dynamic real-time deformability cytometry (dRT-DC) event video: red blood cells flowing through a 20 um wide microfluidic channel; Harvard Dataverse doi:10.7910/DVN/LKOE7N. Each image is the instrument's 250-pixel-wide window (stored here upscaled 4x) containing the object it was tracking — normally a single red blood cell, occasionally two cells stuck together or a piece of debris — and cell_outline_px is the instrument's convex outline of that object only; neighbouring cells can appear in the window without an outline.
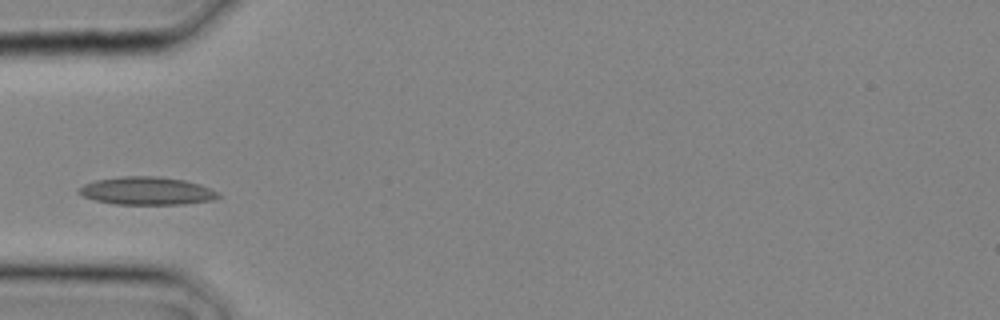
{"species": "common noctule bat (a hibernating species)", "species_latin": "Nyctalus noctula", "temperature_condition": "cold", "stored_images_in_passage": 1, "camera_frame_rate_fps": 3000, "um_per_image_px": 0.085, "animal": {"sex": "male", "body_mass_g": 20.4}, "frame": {"image": 1, "passage_image": 1, "time_ms": 0.0, "image_size_px": [1000, 320], "cell_outline_px": [[220, 196], [212, 200], [184, 204], [116, 204], [96, 200], [84, 196], [76, 192], [76, 188], [84, 184], [96, 180], [124, 176], [160, 176], [184, 180], [200, 184], [220, 192]], "centroid_in_image_um": [12.48, 16.22], "position_along_channel_um": 72.5, "area_um2": 22.72}}